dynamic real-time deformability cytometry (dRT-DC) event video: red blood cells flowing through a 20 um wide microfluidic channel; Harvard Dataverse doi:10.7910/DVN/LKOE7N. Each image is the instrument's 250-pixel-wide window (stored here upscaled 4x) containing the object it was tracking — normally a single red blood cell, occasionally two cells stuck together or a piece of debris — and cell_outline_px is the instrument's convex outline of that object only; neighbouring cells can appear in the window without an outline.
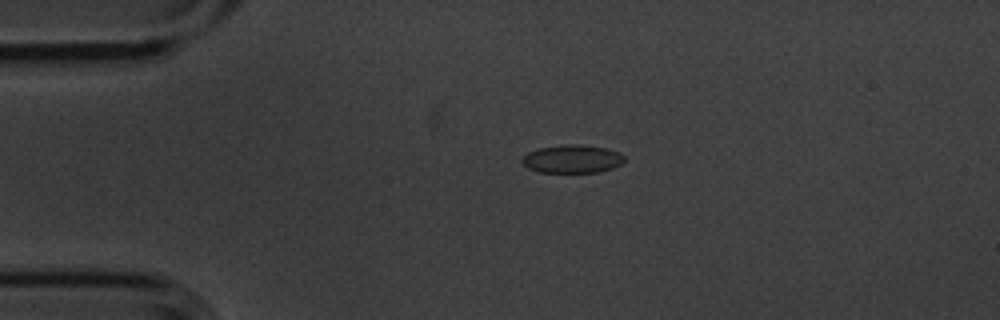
{"species": "common noctule bat (a hibernating species)", "species_latin": "Nyctalus noctula", "temperature_condition": "cold", "stored_images_in_passage": 2, "camera_frame_rate_fps": 3000, "um_per_image_px": 0.085, "animal": {"sex": "male", "body_mass_g": 20.1, "forearm_length_mm": 53.5}, "frame": {"image": 1, "passage_image": 1, "time_ms": 0.0, "image_size_px": [1000, 320], "cell_outline_px": [[624, 160], [620, 164], [612, 168], [596, 172], [540, 172], [528, 168], [520, 160], [528, 152], [540, 148], [564, 144], [580, 144], [604, 148], [616, 152], [624, 156]], "centroid_in_image_um": [48.61, 13.51], "position_along_channel_um": 36.4, "area_um2": 16.53}}